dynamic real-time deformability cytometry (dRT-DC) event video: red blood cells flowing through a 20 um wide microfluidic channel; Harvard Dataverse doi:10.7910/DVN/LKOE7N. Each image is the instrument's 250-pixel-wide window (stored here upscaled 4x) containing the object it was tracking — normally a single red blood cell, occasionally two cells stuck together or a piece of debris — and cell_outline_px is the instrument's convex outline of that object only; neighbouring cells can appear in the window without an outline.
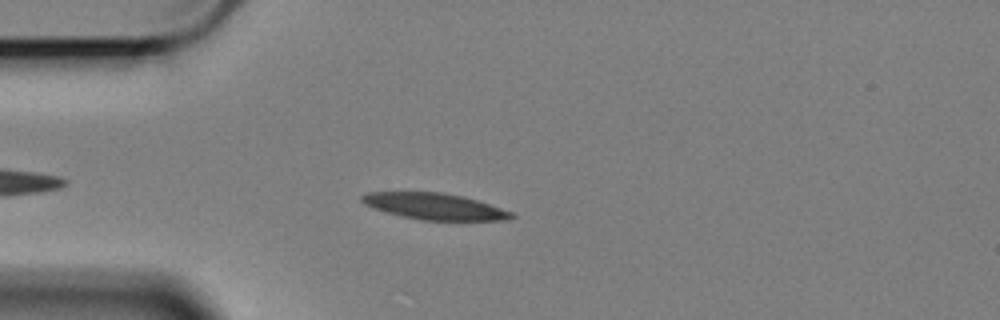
{"species": "Egyptian fruit bat (a non-hibernating species)", "species_latin": "Rousettus aegyptiacus", "temperature_condition": "cold", "stored_images_in_passage": 41, "camera_frame_rate_fps": 3000, "um_per_image_px": 0.085, "animal": {"sex": "female"}, "frame": {"image": 1, "passage_image": 2, "time_ms": 0.333, "image_size_px": [1000, 320], "cell_outline_px": [[516, 216], [508, 220], [420, 220], [400, 216], [364, 204], [360, 200], [360, 196], [368, 192], [444, 192], [476, 200], [512, 212]], "centroid_in_image_um": [36.92, 17.54], "position_along_channel_um": 48.1, "area_um2": 22.72}}
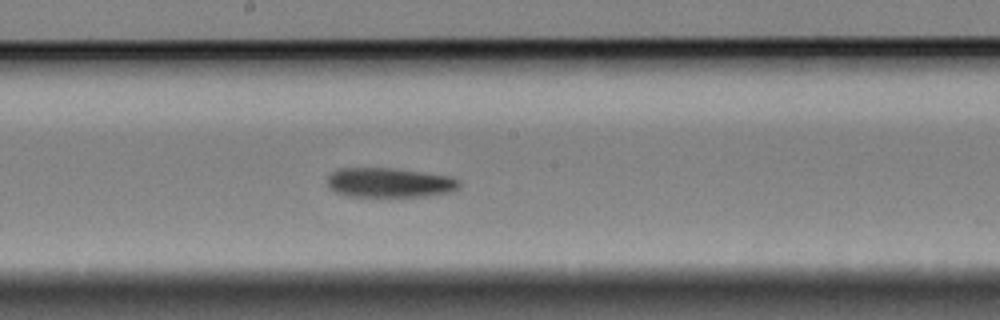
{"frame": {"image": 2, "passage_image": 18, "time_ms": 5.667, "image_size_px": [1000, 320], "cell_outline_px": [[460, 188], [452, 192], [428, 196], [348, 196], [336, 192], [328, 188], [328, 176], [336, 168], [392, 168], [448, 176], [460, 180]], "centroid_in_image_um": [33.11, 15.52], "position_along_channel_um": 215.1, "area_um2": 22.77}}
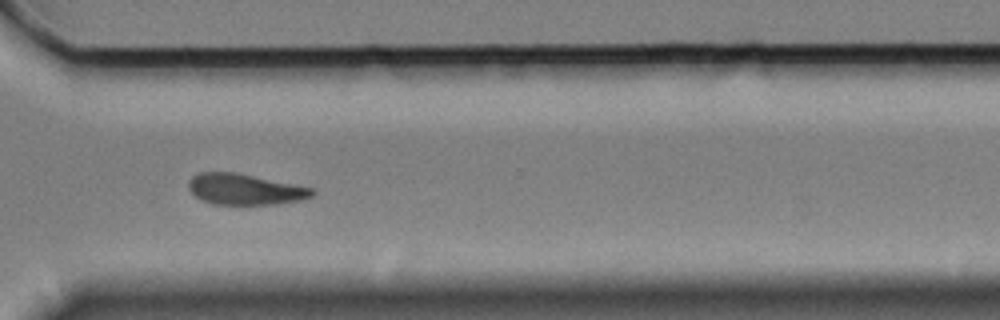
{"frame": {"image": 3, "passage_image": 30, "time_ms": 9.667, "image_size_px": [1000, 320], "cell_outline_px": [[316, 192], [312, 196], [300, 200], [276, 204], [212, 204], [200, 200], [188, 188], [188, 180], [192, 176], [200, 172], [236, 172], [312, 188]], "centroid_in_image_um": [20.78, 16.09], "position_along_channel_um": 349.8, "area_um2": 22.2}, "authors_computed_cell_mechanics": {"area_um2": 23.2934, "velocity_mm_per_s": 3.3638, "shape_relaxation_time_tau1_ms": 10.0765, "shape_relaxation_time_tau2_ms": 8.0205, "deformation_change_tau1": 0.2358, "deformation_change_tau2": 0.166}}